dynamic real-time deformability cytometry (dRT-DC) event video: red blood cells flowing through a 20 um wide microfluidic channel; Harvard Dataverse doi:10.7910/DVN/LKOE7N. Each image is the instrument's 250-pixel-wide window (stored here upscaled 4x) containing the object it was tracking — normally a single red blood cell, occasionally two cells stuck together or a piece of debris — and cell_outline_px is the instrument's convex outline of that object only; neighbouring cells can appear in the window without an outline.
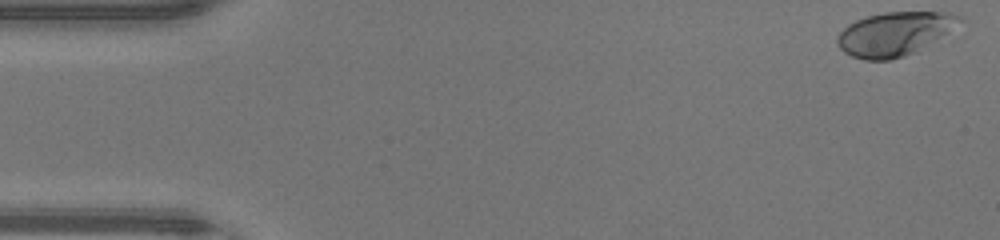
{"species": "human", "species_latin": "Homo sapiens", "temperature_condition": "warm", "stored_images_in_passage": 47, "camera_frame_rate_fps": 3000, "um_per_image_px": 0.085, "donor": {"sex": "male"}, "frame": {"image": 1, "passage_image": 1, "time_ms": 0.0, "image_size_px": [1000, 240], "cell_outline_px": [[964, 20], [916, 52], [904, 56], [888, 60], [864, 60], [852, 56], [844, 52], [836, 44], [836, 36], [848, 24], [856, 20], [868, 16], [884, 12], [948, 12], [960, 16]], "centroid_in_image_um": [75.98, 2.87], "position_along_channel_um": 9.0, "area_um2": 30.87}}
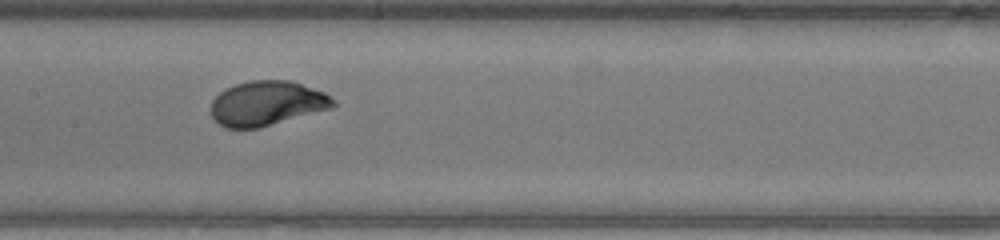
{"frame": {"image": 2, "passage_image": 23, "time_ms": 7.333, "image_size_px": [1000, 240], "cell_outline_px": [[336, 104], [332, 108], [260, 128], [224, 128], [212, 116], [212, 100], [220, 92], [236, 84], [248, 80], [288, 80], [324, 92], [332, 96], [336, 100]], "centroid_in_image_um": [22.71, 8.79], "position_along_channel_um": 184.7, "area_um2": 31.73}}
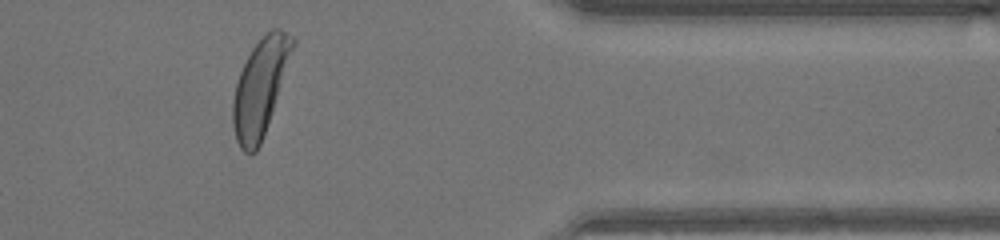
{"frame": {"image": 3, "passage_image": 39, "time_ms": 12.667, "image_size_px": [1000, 240], "cell_outline_px": [[296, 44], [260, 144], [256, 152], [244, 152], [240, 148], [236, 140], [232, 124], [232, 100], [236, 84], [240, 72], [252, 48], [272, 28], [280, 28], [292, 36], [296, 40]], "centroid_in_image_um": [22.11, 7.41], "position_along_channel_um": 389.3, "area_um2": 33.12}, "authors_computed_cell_mechanics": {"area_um2": 31.501, "velocity_mm_per_s": 4.3034, "shape_relaxation_time_tau1_ms": 2.2774, "shape_relaxation_time_tau2_ms": null, "deformation_change_tau1": 0.1978, "deformation_change_tau2": null}}